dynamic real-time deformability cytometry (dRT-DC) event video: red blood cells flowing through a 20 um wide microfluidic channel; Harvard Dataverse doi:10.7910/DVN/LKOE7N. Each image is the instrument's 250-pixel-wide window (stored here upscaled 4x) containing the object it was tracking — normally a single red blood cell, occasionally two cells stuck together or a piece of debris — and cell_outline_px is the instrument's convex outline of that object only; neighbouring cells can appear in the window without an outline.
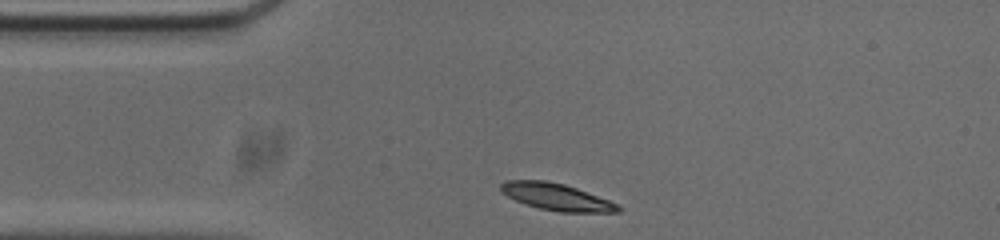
{"species": "common noctule bat (a hibernating species)", "species_latin": "Nyctalus noctula", "temperature_condition": "cold", "stored_images_in_passage": 32, "camera_frame_rate_fps": 3000, "um_per_image_px": 0.085, "animal": {"sex": "male", "body_mass_g": 20.0, "forearm_length_mm": 53.3}, "frame": {"image": 1, "passage_image": 1, "time_ms": 0.0, "image_size_px": [1000, 240], "cell_outline_px": [[620, 212], [560, 212], [540, 208], [524, 204], [500, 192], [500, 184], [504, 180], [544, 180], [564, 184], [576, 188], [620, 204]], "centroid_in_image_um": [47.28, 16.73], "position_along_channel_um": 37.7, "area_um2": 18.38}}
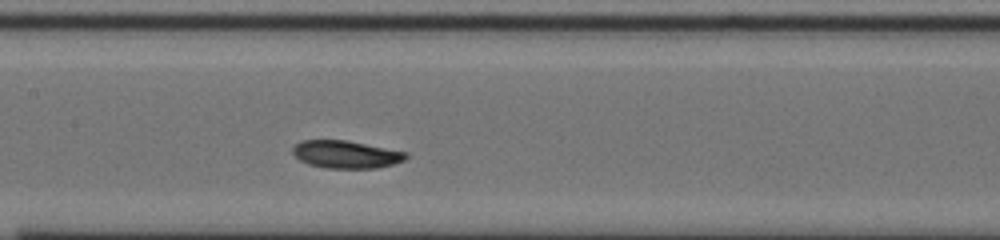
{"frame": {"image": 2, "passage_image": 14, "time_ms": 4.333, "image_size_px": [1000, 240], "cell_outline_px": [[408, 156], [404, 160], [392, 164], [376, 168], [324, 168], [308, 164], [300, 160], [292, 152], [292, 148], [300, 140], [348, 140], [408, 152]], "centroid_in_image_um": [29.41, 13.11], "position_along_channel_um": 178.0, "area_um2": 18.32}}
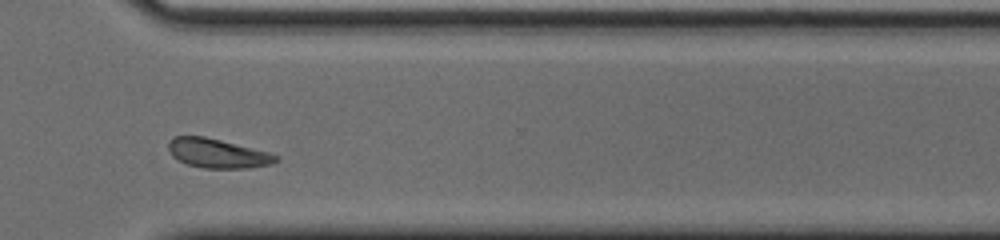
{"frame": {"image": 3, "passage_image": 28, "time_ms": 9.0, "image_size_px": [1000, 240], "cell_outline_px": [[280, 160], [272, 164], [248, 168], [204, 168], [188, 164], [172, 156], [168, 148], [168, 140], [176, 136], [204, 136], [268, 152], [280, 156]], "centroid_in_image_um": [18.51, 13.04], "position_along_channel_um": 352.1, "area_um2": 18.21}, "authors_computed_cell_mechanics": {"area_um2": 18.4382, "velocity_mm_per_s": 3.7252, "shape_relaxation_time_tau1_ms": 2.2632, "shape_relaxation_time_tau2_ms": null, "deformation_change_tau1": 0.1156, "deformation_change_tau2": null}}